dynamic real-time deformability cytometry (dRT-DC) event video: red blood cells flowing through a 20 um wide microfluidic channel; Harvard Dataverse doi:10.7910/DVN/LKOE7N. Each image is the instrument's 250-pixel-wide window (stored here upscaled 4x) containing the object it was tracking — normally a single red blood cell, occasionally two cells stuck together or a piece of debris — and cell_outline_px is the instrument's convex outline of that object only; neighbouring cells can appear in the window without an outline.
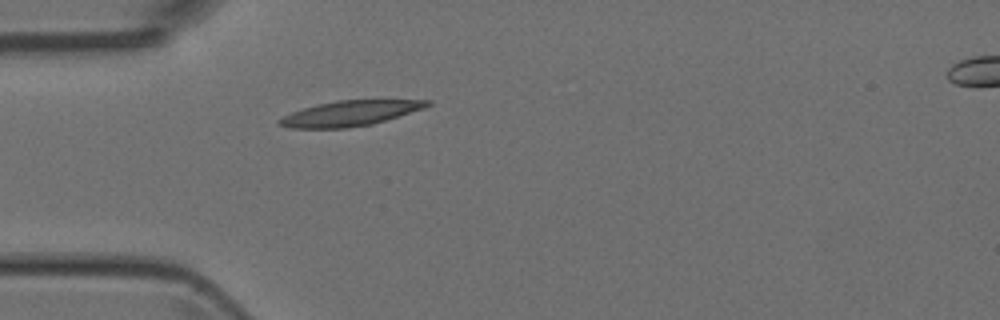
{"species": "Egyptian fruit bat (a non-hibernating species)", "species_latin": "Rousettus aegyptiacus", "temperature_condition": "room temperature", "stored_images_in_passage": 2, "camera_frame_rate_fps": 3000, "um_per_image_px": 0.085, "animal": {"sex": "female"}, "frame": {"image": 1, "passage_image": 1, "time_ms": 0.0, "image_size_px": [1000, 320], "cell_outline_px": [[432, 104], [424, 108], [372, 124], [348, 128], [288, 128], [276, 124], [276, 120], [292, 112], [304, 108], [336, 100], [432, 100]], "centroid_in_image_um": [29.72, 9.64], "position_along_channel_um": 55.3, "area_um2": 21.62}}